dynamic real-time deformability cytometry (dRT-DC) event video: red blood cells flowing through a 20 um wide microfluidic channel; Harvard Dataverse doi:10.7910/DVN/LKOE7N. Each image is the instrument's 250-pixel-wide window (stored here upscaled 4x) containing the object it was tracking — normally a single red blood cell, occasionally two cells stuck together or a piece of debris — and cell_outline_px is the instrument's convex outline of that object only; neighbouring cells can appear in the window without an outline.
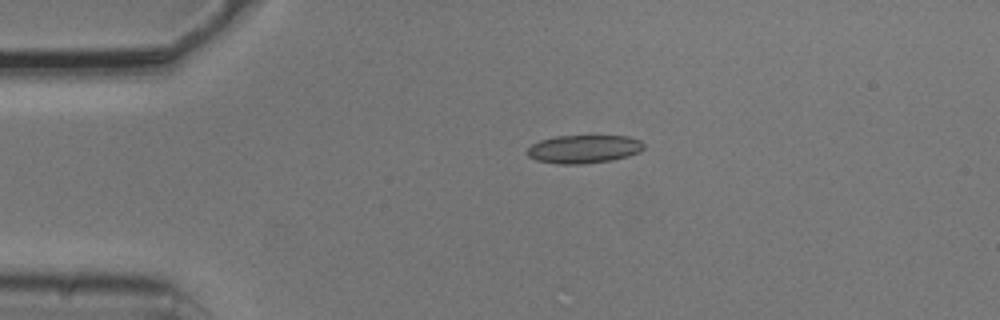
{"species": "common noctule bat (a hibernating species)", "species_latin": "Nyctalus noctula", "temperature_condition": "cold", "stored_images_in_passage": 2, "camera_frame_rate_fps": 3000, "um_per_image_px": 0.085, "animal": {"sex": "male", "body_mass_g": 20.5, "forearm_length_mm": 52.5}, "frame": {"image": 1, "passage_image": 1, "time_ms": 0.0, "image_size_px": [1000, 320], "cell_outline_px": [[644, 148], [640, 152], [628, 156], [612, 160], [580, 164], [560, 164], [536, 160], [528, 156], [528, 148], [532, 144], [540, 140], [556, 136], [592, 132], [628, 136], [640, 140], [644, 144]], "centroid_in_image_um": [49.68, 12.6], "position_along_channel_um": 35.3, "area_um2": 20.17}}